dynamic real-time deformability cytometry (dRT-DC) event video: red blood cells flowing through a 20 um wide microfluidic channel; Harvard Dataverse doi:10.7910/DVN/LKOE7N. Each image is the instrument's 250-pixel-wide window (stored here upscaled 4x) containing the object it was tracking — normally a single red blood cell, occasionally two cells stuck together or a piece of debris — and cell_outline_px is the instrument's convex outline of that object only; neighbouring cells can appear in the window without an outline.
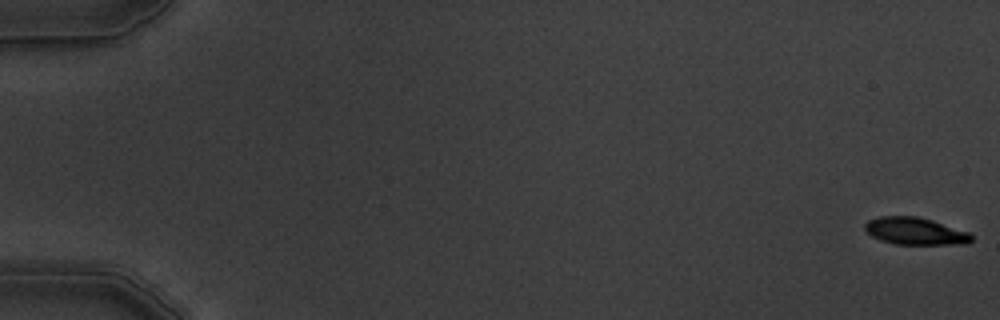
{"species": "common noctule bat (a hibernating species)", "species_latin": "Nyctalus noctula", "temperature_condition": "warm", "stored_images_in_passage": 5, "camera_frame_rate_fps": 3000, "um_per_image_px": 0.085, "animal": {"sex": "male", "body_mass_g": 19.5, "forearm_length_mm": 54.6}, "frame": {"image": 1, "passage_image": 1, "time_ms": 0.0, "image_size_px": [1000, 320], "cell_outline_px": [[972, 240], [968, 244], [896, 244], [880, 240], [872, 236], [864, 228], [864, 224], [868, 220], [880, 216], [916, 216], [932, 220], [968, 232], [972, 236]], "centroid_in_image_um": [77.78, 19.64], "position_along_channel_um": 7.2, "area_um2": 16.82}}
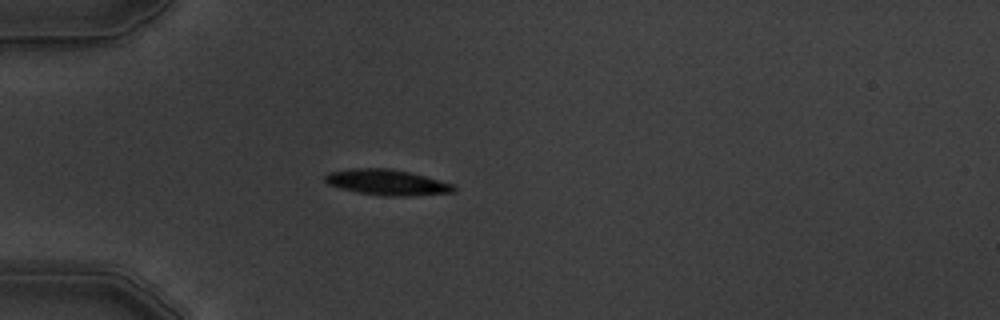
{"frame": {"image": 2, "passage_image": 5, "time_ms": 5.333, "image_size_px": [1000, 320], "cell_outline_px": [[456, 192], [408, 196], [384, 196], [360, 192], [328, 184], [324, 180], [324, 176], [328, 172], [352, 168], [388, 168], [408, 172], [424, 176], [452, 184], [456, 188]], "centroid_in_image_um": [32.9, 15.49], "position_along_channel_um": 52.1, "area_um2": 18.96}}